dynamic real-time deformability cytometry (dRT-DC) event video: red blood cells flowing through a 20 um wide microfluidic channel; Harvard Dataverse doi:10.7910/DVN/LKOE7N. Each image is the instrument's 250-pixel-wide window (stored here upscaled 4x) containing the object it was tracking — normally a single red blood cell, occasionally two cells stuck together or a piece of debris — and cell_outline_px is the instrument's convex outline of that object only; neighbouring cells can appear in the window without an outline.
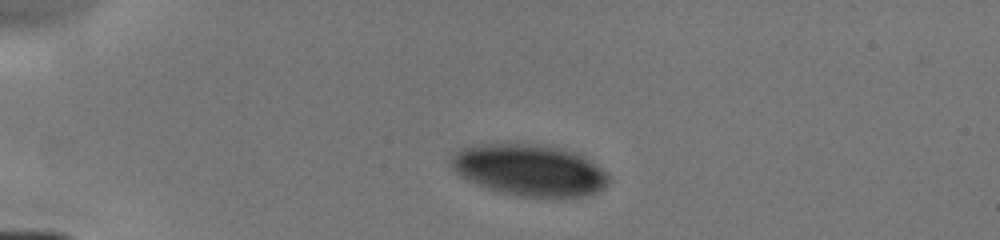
{"species": "human", "species_latin": "Homo sapiens", "temperature_condition": "cold", "stored_images_in_passage": 5, "camera_frame_rate_fps": 3000, "um_per_image_px": 0.085, "donor": {"sex": "male"}, "frame": {"image": 1, "passage_image": 2, "time_ms": 1.667, "image_size_px": [1000, 240], "cell_outline_px": [[612, 180], [604, 188], [596, 192], [584, 196], [520, 196], [500, 192], [476, 184], [460, 176], [452, 168], [448, 160], [448, 156], [460, 148], [476, 144], [544, 144], [564, 148], [576, 152], [608, 172]], "centroid_in_image_um": [44.99, 14.43], "position_along_channel_um": 40.0, "area_um2": 47.74}}
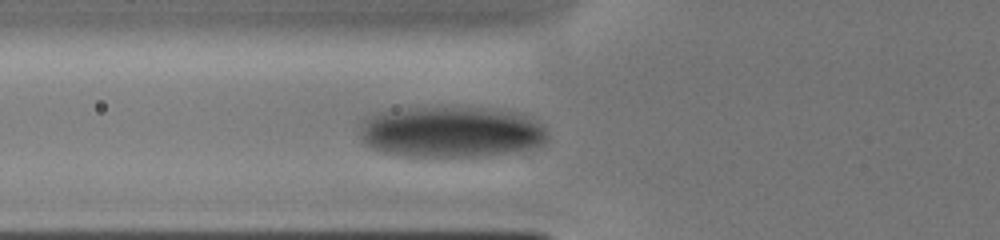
{"frame": {"image": 2, "passage_image": 5, "time_ms": 4.0, "image_size_px": [1000, 240], "cell_outline_px": [[548, 132], [544, 140], [540, 144], [512, 152], [492, 156], [400, 156], [384, 152], [372, 148], [364, 144], [360, 136], [360, 132], [364, 120], [380, 112], [392, 108], [480, 108], [524, 112], [536, 120]], "centroid_in_image_um": [38.34, 11.21], "position_along_channel_um": 87.5, "area_um2": 56.01}}